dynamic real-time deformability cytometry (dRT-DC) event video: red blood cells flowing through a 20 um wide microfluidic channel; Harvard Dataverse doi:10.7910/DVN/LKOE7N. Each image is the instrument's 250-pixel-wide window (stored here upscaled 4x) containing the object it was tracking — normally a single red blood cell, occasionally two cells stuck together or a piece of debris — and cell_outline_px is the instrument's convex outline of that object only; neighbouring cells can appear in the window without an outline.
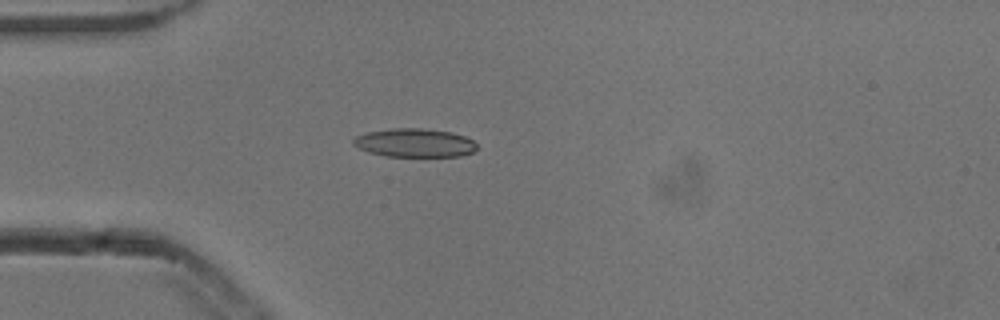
{"species": "common noctule bat (a hibernating species)", "species_latin": "Nyctalus noctula", "temperature_condition": "cold", "stored_images_in_passage": 24, "camera_frame_rate_fps": 3000, "um_per_image_px": 0.085, "animal": {"sex": "male", "body_mass_g": 13.3}, "frame": {"image": 1, "passage_image": 1, "time_ms": 0.0, "image_size_px": [1000, 320], "cell_outline_px": [[476, 148], [472, 152], [460, 156], [384, 156], [368, 152], [352, 144], [352, 140], [356, 136], [368, 132], [392, 128], [420, 128], [452, 132], [464, 136], [472, 140], [476, 144]], "centroid_in_image_um": [35.22, 12.14], "position_along_channel_um": 49.8, "area_um2": 20.46}}
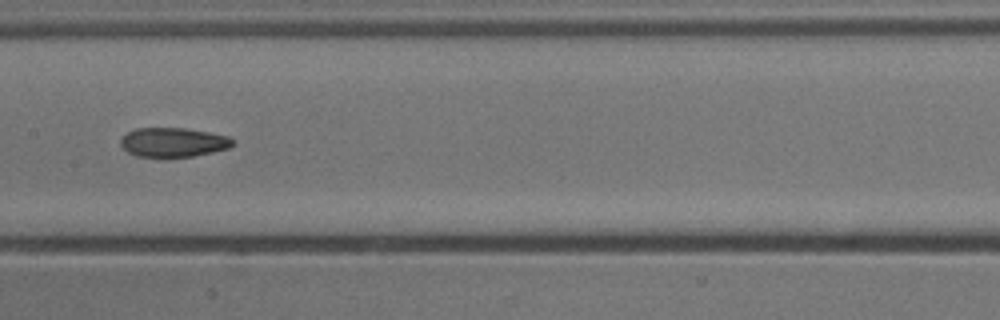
{"frame": {"image": 2, "passage_image": 13, "time_ms": 4.0, "image_size_px": [1000, 320], "cell_outline_px": [[236, 144], [228, 148], [212, 152], [192, 156], [136, 156], [128, 152], [120, 144], [120, 140], [128, 132], [136, 128], [184, 128], [208, 132], [228, 136], [236, 140]], "centroid_in_image_um": [14.76, 12.08], "position_along_channel_um": 192.6, "area_um2": 18.96}}
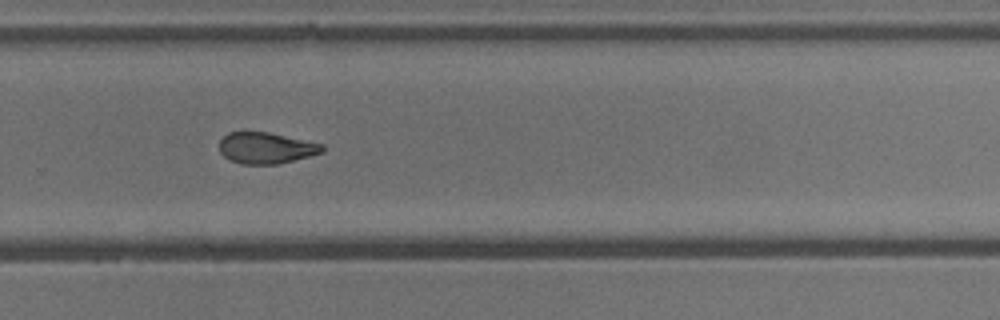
{"frame": {"image": 3, "passage_image": 22, "time_ms": 7.0, "image_size_px": [1000, 320], "cell_outline_px": [[324, 152], [276, 164], [240, 164], [224, 156], [220, 152], [220, 140], [228, 132], [268, 132], [324, 144]], "centroid_in_image_um": [22.62, 12.57], "position_along_channel_um": 307.2, "area_um2": 18.55}}